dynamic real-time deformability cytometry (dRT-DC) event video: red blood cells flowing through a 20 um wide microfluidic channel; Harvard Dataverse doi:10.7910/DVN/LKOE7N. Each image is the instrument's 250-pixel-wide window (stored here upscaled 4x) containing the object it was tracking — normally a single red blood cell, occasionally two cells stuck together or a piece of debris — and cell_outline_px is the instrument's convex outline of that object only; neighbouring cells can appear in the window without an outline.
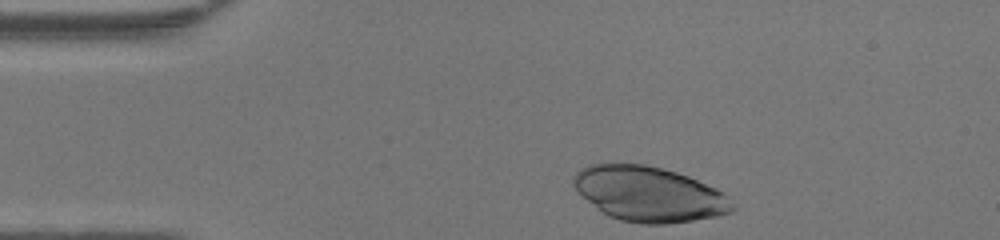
{"species": "human", "species_latin": "Homo sapiens", "temperature_condition": "warm", "stored_images_in_passage": 31, "camera_frame_rate_fps": 3000, "um_per_image_px": 0.085, "donor": {"sex": "female"}, "frame": {"image": 1, "passage_image": 1, "time_ms": 0.0, "image_size_px": [1000, 240], "cell_outline_px": [[736, 208], [732, 212], [716, 216], [668, 224], [640, 224], [620, 220], [608, 216], [600, 212], [576, 192], [572, 180], [572, 176], [580, 168], [588, 164], [644, 164], [676, 172], [688, 176], [728, 196]], "centroid_in_image_um": [55.09, 16.5], "position_along_channel_um": 29.9, "area_um2": 50.92}}
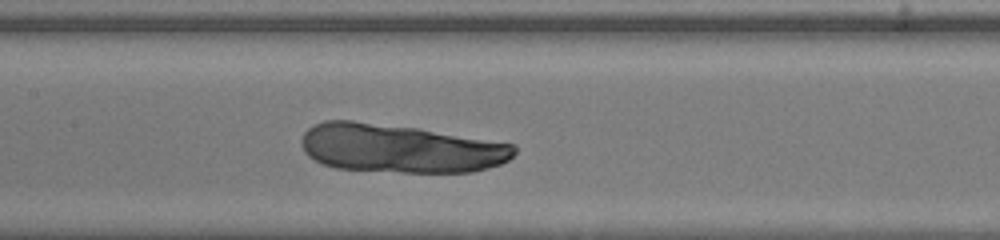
{"frame": {"image": 2, "passage_image": 15, "time_ms": 4.667, "image_size_px": [1000, 240], "cell_outline_px": [[516, 152], [508, 160], [500, 164], [488, 168], [472, 172], [404, 172], [336, 168], [324, 164], [308, 156], [304, 152], [300, 140], [304, 132], [312, 124], [324, 120], [352, 120], [420, 128], [516, 144]], "centroid_in_image_um": [34.0, 12.6], "position_along_channel_um": 173.4, "area_um2": 60.57}}
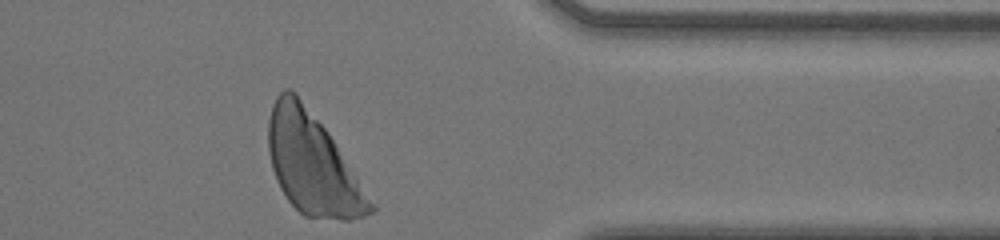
{"frame": {"image": 3, "passage_image": 31, "time_ms": 10.0, "image_size_px": [1000, 240], "cell_outline_px": [[376, 208], [372, 212], [364, 216], [348, 220], [340, 220], [304, 216], [288, 200], [280, 188], [276, 180], [272, 168], [268, 152], [268, 120], [272, 104], [276, 96], [284, 88], [288, 88], [296, 92], [324, 128], [376, 204]], "centroid_in_image_um": [26.54, 13.94], "position_along_channel_um": 384.9, "area_um2": 59.48}}